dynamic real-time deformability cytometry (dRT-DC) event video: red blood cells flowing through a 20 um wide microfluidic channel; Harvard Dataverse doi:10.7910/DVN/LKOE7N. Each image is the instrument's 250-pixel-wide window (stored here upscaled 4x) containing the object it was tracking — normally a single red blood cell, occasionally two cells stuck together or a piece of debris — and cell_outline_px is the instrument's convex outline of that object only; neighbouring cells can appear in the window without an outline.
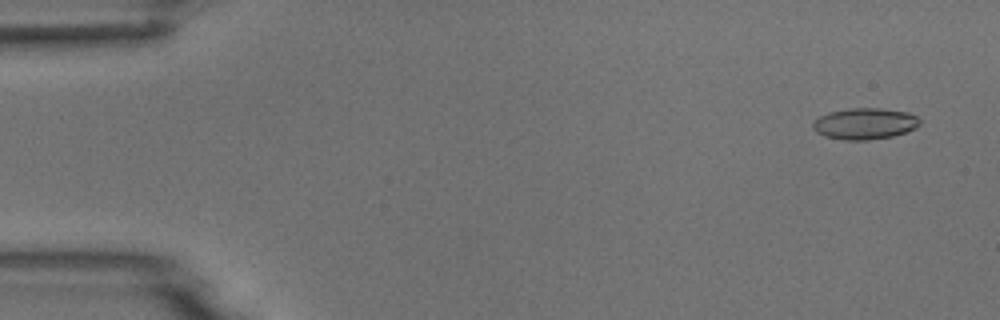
{"species": "common noctule bat (a hibernating species)", "species_latin": "Nyctalus noctula", "temperature_condition": "room temperature", "stored_images_in_passage": 4, "camera_frame_rate_fps": 3000, "um_per_image_px": 0.085, "animal": {"sex": "male", "body_mass_g": 18.8}, "frame": {"image": 1, "passage_image": 1, "time_ms": 0.0, "image_size_px": [1000, 320], "cell_outline_px": [[920, 124], [916, 128], [892, 136], [868, 140], [844, 140], [824, 136], [816, 132], [812, 128], [812, 124], [820, 116], [828, 112], [852, 108], [880, 108], [908, 112], [916, 116], [920, 120]], "centroid_in_image_um": [73.5, 10.51], "position_along_channel_um": 11.5, "area_um2": 19.48}}
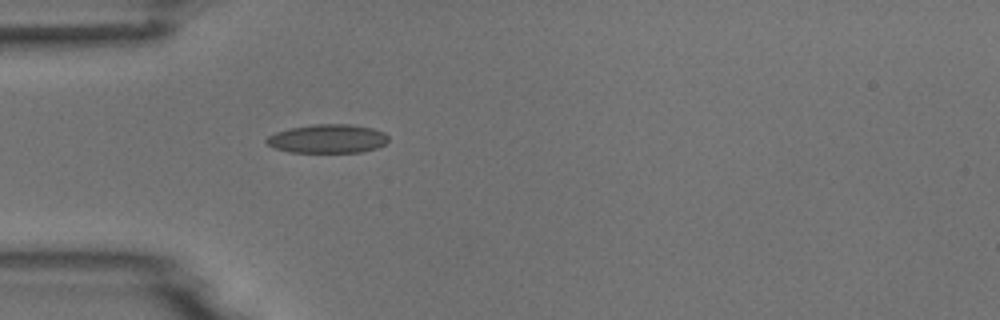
{"frame": {"image": 2, "passage_image": 4, "time_ms": 4.333, "image_size_px": [1000, 320], "cell_outline_px": [[388, 140], [384, 144], [376, 148], [360, 152], [288, 152], [276, 148], [268, 144], [264, 140], [268, 136], [276, 132], [288, 128], [312, 124], [352, 124], [372, 128], [384, 132], [388, 136]], "centroid_in_image_um": [27.84, 11.78], "position_along_channel_um": 57.2, "area_um2": 20.46}}